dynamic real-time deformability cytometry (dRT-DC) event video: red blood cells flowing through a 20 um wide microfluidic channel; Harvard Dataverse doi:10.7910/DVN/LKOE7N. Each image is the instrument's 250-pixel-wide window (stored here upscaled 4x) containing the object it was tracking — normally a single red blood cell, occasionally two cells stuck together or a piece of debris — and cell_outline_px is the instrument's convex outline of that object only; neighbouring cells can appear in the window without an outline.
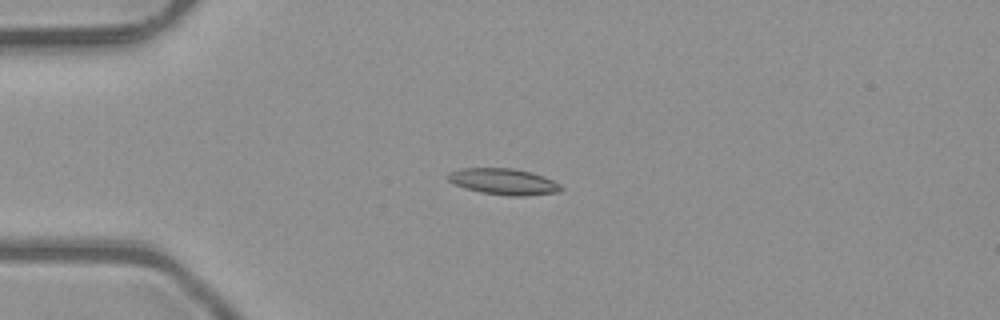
{"species": "common noctule bat (a hibernating species)", "species_latin": "Nyctalus noctula", "temperature_condition": "room temperature", "stored_images_in_passage": 5, "camera_frame_rate_fps": 3000, "um_per_image_px": 0.085, "animal": {"sex": "male", "body_mass_g": 23.1, "forearm_length_mm": 52.7}, "frame": {"image": 1, "passage_image": 3, "time_ms": 0.667, "image_size_px": [1000, 320], "cell_outline_px": [[564, 188], [556, 192], [524, 196], [512, 196], [480, 192], [456, 184], [448, 180], [444, 176], [448, 172], [460, 168], [512, 168], [532, 172], [544, 176], [560, 184]], "centroid_in_image_um": [42.79, 15.42], "position_along_channel_um": 42.2, "area_um2": 17.22}}
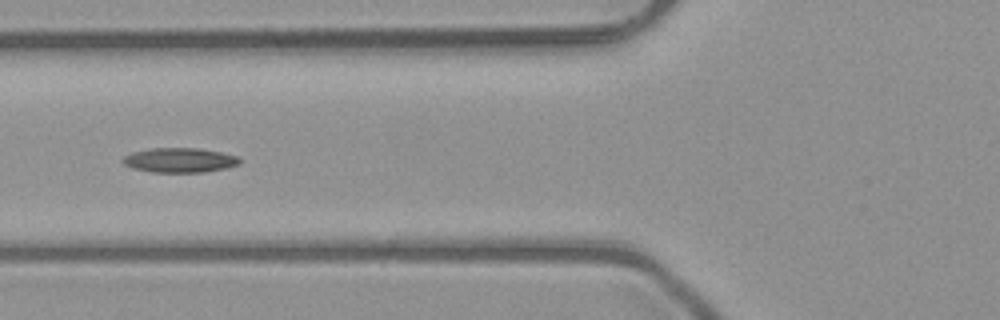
{"frame": {"image": 2, "passage_image": 5, "time_ms": 1.333, "image_size_px": [1000, 320], "cell_outline_px": [[240, 164], [224, 168], [204, 172], [152, 172], [132, 168], [124, 164], [120, 160], [124, 156], [132, 152], [152, 148], [196, 148], [220, 152], [236, 156], [240, 160]], "centroid_in_image_um": [15.22, 13.61], "position_along_channel_um": 110.6, "area_um2": 16.65}}